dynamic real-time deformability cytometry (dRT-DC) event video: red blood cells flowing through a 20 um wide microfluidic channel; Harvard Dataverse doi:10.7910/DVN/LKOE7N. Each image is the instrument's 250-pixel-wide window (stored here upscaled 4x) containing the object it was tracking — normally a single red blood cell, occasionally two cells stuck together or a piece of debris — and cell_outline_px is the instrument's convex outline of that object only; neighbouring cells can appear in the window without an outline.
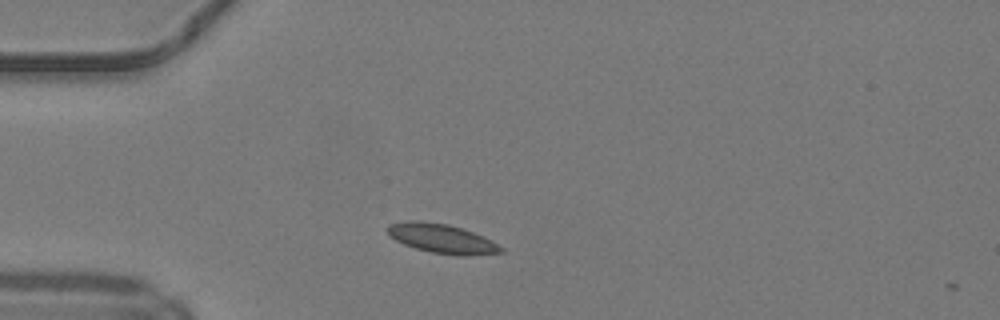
{"species": "common noctule bat (a hibernating species)", "species_latin": "Nyctalus noctula", "temperature_condition": "warm", "stored_images_in_passage": 3, "camera_frame_rate_fps": 3000, "um_per_image_px": 0.085, "animal": {"sex": "male", "body_mass_g": 19.2, "forearm_length_mm": 51.8}, "frame": {"image": 1, "passage_image": 1, "time_ms": 0.0, "image_size_px": [1000, 320], "cell_outline_px": [[504, 252], [432, 252], [416, 248], [404, 244], [396, 240], [384, 228], [388, 224], [404, 220], [420, 220], [448, 224], [472, 232], [492, 240], [504, 248]], "centroid_in_image_um": [37.42, 20.19], "position_along_channel_um": 47.6, "area_um2": 18.26}}